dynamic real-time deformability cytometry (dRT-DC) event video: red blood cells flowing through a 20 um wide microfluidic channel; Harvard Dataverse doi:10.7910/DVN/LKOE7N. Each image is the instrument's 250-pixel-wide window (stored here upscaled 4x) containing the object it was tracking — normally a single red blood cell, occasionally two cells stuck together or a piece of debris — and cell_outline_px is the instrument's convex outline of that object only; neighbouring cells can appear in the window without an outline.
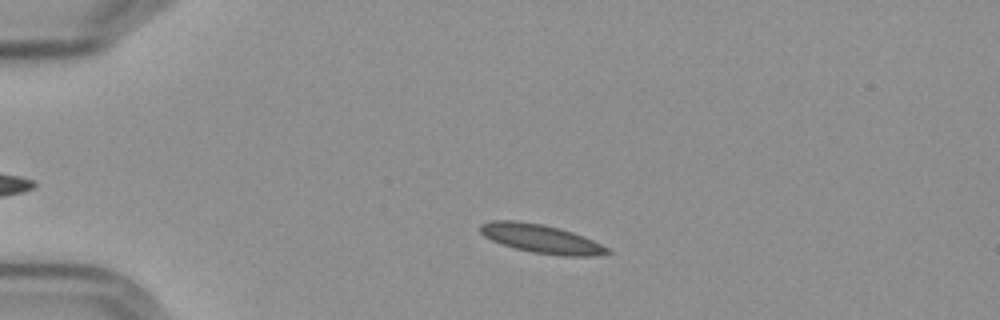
{"species": "Egyptian fruit bat (a non-hibernating species)", "species_latin": "Rousettus aegyptiacus", "temperature_condition": "cold", "stored_images_in_passage": 53, "camera_frame_rate_fps": 3000, "um_per_image_px": 0.085, "frame": {"image": 1, "passage_image": 9, "time_ms": 2.667, "image_size_px": [1000, 320], "cell_outline_px": [[612, 252], [588, 256], [564, 256], [532, 252], [500, 244], [484, 236], [480, 232], [480, 224], [492, 220], [516, 220], [540, 224], [572, 232], [584, 236], [608, 248]], "centroid_in_image_um": [45.95, 20.29], "position_along_channel_um": 39.1, "area_um2": 20.92}}
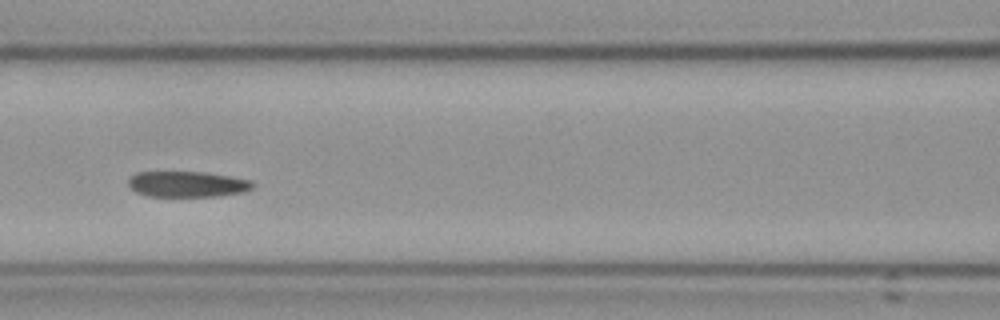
{"frame": {"image": 2, "passage_image": 22, "time_ms": 7.0, "image_size_px": [1000, 320], "cell_outline_px": [[256, 184], [252, 188], [240, 192], [216, 196], [148, 196], [136, 192], [128, 184], [128, 180], [136, 172], [204, 172], [252, 180]], "centroid_in_image_um": [15.92, 15.65], "position_along_channel_um": 150.7, "area_um2": 18.5}}
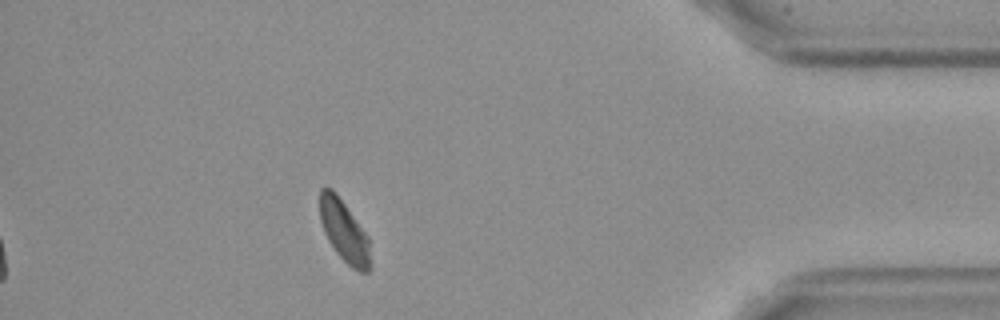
{"frame": {"image": 3, "passage_image": 47, "time_ms": 15.333, "image_size_px": [1000, 320], "cell_outline_px": [[372, 264], [368, 272], [360, 272], [352, 268], [336, 252], [328, 240], [324, 232], [320, 220], [320, 188], [332, 188], [336, 192], [368, 236]], "centroid_in_image_um": [29.27, 19.67], "position_along_channel_um": 405.9, "area_um2": 18.21}, "authors_computed_cell_mechanics": {"area_um2": 19.5364, "velocity_mm_per_s": 3.5505, "shape_relaxation_time_tau1_ms": 9.551, "shape_relaxation_time_tau2_ms": 2.873, "deformation_change_tau1": 0.1719, "deformation_change_tau2": 0.0731}}